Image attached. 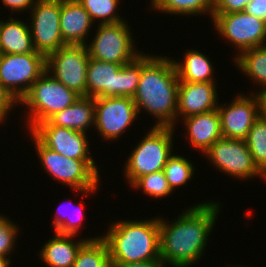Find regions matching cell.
I'll list each match as a JSON object with an SVG mask.
<instances>
[{"instance_id":"obj_21","label":"cell","mask_w":266,"mask_h":267,"mask_svg":"<svg viewBox=\"0 0 266 267\" xmlns=\"http://www.w3.org/2000/svg\"><path fill=\"white\" fill-rule=\"evenodd\" d=\"M51 239L43 245L40 259L49 267H72L78 250L87 240H96L99 237L72 240L75 235L60 234L55 232Z\"/></svg>"},{"instance_id":"obj_14","label":"cell","mask_w":266,"mask_h":267,"mask_svg":"<svg viewBox=\"0 0 266 267\" xmlns=\"http://www.w3.org/2000/svg\"><path fill=\"white\" fill-rule=\"evenodd\" d=\"M138 118L132 97L95 98V129L104 140H115Z\"/></svg>"},{"instance_id":"obj_24","label":"cell","mask_w":266,"mask_h":267,"mask_svg":"<svg viewBox=\"0 0 266 267\" xmlns=\"http://www.w3.org/2000/svg\"><path fill=\"white\" fill-rule=\"evenodd\" d=\"M236 55V67L248 75L253 83L259 85L261 90L258 94L266 93V45L246 49Z\"/></svg>"},{"instance_id":"obj_16","label":"cell","mask_w":266,"mask_h":267,"mask_svg":"<svg viewBox=\"0 0 266 267\" xmlns=\"http://www.w3.org/2000/svg\"><path fill=\"white\" fill-rule=\"evenodd\" d=\"M45 147L70 159H93L86 133L55 125H36L30 131Z\"/></svg>"},{"instance_id":"obj_28","label":"cell","mask_w":266,"mask_h":267,"mask_svg":"<svg viewBox=\"0 0 266 267\" xmlns=\"http://www.w3.org/2000/svg\"><path fill=\"white\" fill-rule=\"evenodd\" d=\"M195 167L188 158L172 154L164 166V175L172 192L175 187L185 185L194 175Z\"/></svg>"},{"instance_id":"obj_17","label":"cell","mask_w":266,"mask_h":267,"mask_svg":"<svg viewBox=\"0 0 266 267\" xmlns=\"http://www.w3.org/2000/svg\"><path fill=\"white\" fill-rule=\"evenodd\" d=\"M216 87L215 82L179 81L176 122L180 117L184 119L217 109L219 100Z\"/></svg>"},{"instance_id":"obj_30","label":"cell","mask_w":266,"mask_h":267,"mask_svg":"<svg viewBox=\"0 0 266 267\" xmlns=\"http://www.w3.org/2000/svg\"><path fill=\"white\" fill-rule=\"evenodd\" d=\"M132 188L142 189L146 195L154 198L166 197L173 193L165 178L163 170L153 172L139 177L132 185Z\"/></svg>"},{"instance_id":"obj_18","label":"cell","mask_w":266,"mask_h":267,"mask_svg":"<svg viewBox=\"0 0 266 267\" xmlns=\"http://www.w3.org/2000/svg\"><path fill=\"white\" fill-rule=\"evenodd\" d=\"M190 146L199 149L202 154L218 139L222 138L220 115L218 110L195 114L183 119Z\"/></svg>"},{"instance_id":"obj_36","label":"cell","mask_w":266,"mask_h":267,"mask_svg":"<svg viewBox=\"0 0 266 267\" xmlns=\"http://www.w3.org/2000/svg\"><path fill=\"white\" fill-rule=\"evenodd\" d=\"M37 0H2V3L6 8L8 7L9 10H11V13L14 11L20 13L28 8L31 11V9L34 7Z\"/></svg>"},{"instance_id":"obj_2","label":"cell","mask_w":266,"mask_h":267,"mask_svg":"<svg viewBox=\"0 0 266 267\" xmlns=\"http://www.w3.org/2000/svg\"><path fill=\"white\" fill-rule=\"evenodd\" d=\"M142 53V69L133 96L138 115L144 110L157 118L154 126L174 127L179 79L173 59ZM142 108V109H141Z\"/></svg>"},{"instance_id":"obj_29","label":"cell","mask_w":266,"mask_h":267,"mask_svg":"<svg viewBox=\"0 0 266 267\" xmlns=\"http://www.w3.org/2000/svg\"><path fill=\"white\" fill-rule=\"evenodd\" d=\"M89 14L92 21L100 19L98 24L117 23L125 21L116 14L119 0H76Z\"/></svg>"},{"instance_id":"obj_7","label":"cell","mask_w":266,"mask_h":267,"mask_svg":"<svg viewBox=\"0 0 266 267\" xmlns=\"http://www.w3.org/2000/svg\"><path fill=\"white\" fill-rule=\"evenodd\" d=\"M174 128L153 126L133 149L123 171L130 186L139 177L164 170L173 152Z\"/></svg>"},{"instance_id":"obj_5","label":"cell","mask_w":266,"mask_h":267,"mask_svg":"<svg viewBox=\"0 0 266 267\" xmlns=\"http://www.w3.org/2000/svg\"><path fill=\"white\" fill-rule=\"evenodd\" d=\"M36 152L45 172L63 185L84 193L98 190L99 171L93 159H70L45 147L32 133ZM97 189V190H96Z\"/></svg>"},{"instance_id":"obj_6","label":"cell","mask_w":266,"mask_h":267,"mask_svg":"<svg viewBox=\"0 0 266 267\" xmlns=\"http://www.w3.org/2000/svg\"><path fill=\"white\" fill-rule=\"evenodd\" d=\"M80 95L45 71L19 102L28 108L26 123L29 132L39 123L47 121L57 112L72 105ZM30 114V115H29Z\"/></svg>"},{"instance_id":"obj_23","label":"cell","mask_w":266,"mask_h":267,"mask_svg":"<svg viewBox=\"0 0 266 267\" xmlns=\"http://www.w3.org/2000/svg\"><path fill=\"white\" fill-rule=\"evenodd\" d=\"M183 62L173 59L179 81L215 82L214 69L207 55L197 50H186Z\"/></svg>"},{"instance_id":"obj_20","label":"cell","mask_w":266,"mask_h":267,"mask_svg":"<svg viewBox=\"0 0 266 267\" xmlns=\"http://www.w3.org/2000/svg\"><path fill=\"white\" fill-rule=\"evenodd\" d=\"M37 125H55L86 133L95 127V98L80 96L72 105Z\"/></svg>"},{"instance_id":"obj_38","label":"cell","mask_w":266,"mask_h":267,"mask_svg":"<svg viewBox=\"0 0 266 267\" xmlns=\"http://www.w3.org/2000/svg\"><path fill=\"white\" fill-rule=\"evenodd\" d=\"M260 116L266 121V93L260 94Z\"/></svg>"},{"instance_id":"obj_39","label":"cell","mask_w":266,"mask_h":267,"mask_svg":"<svg viewBox=\"0 0 266 267\" xmlns=\"http://www.w3.org/2000/svg\"><path fill=\"white\" fill-rule=\"evenodd\" d=\"M10 264V256L7 258L5 256L0 255V267H10Z\"/></svg>"},{"instance_id":"obj_25","label":"cell","mask_w":266,"mask_h":267,"mask_svg":"<svg viewBox=\"0 0 266 267\" xmlns=\"http://www.w3.org/2000/svg\"><path fill=\"white\" fill-rule=\"evenodd\" d=\"M150 7L167 14L200 15L209 14L212 19L214 0H151ZM208 12V13H207Z\"/></svg>"},{"instance_id":"obj_12","label":"cell","mask_w":266,"mask_h":267,"mask_svg":"<svg viewBox=\"0 0 266 267\" xmlns=\"http://www.w3.org/2000/svg\"><path fill=\"white\" fill-rule=\"evenodd\" d=\"M204 154L220 172L246 180L266 177L257 169L245 140L220 138Z\"/></svg>"},{"instance_id":"obj_4","label":"cell","mask_w":266,"mask_h":267,"mask_svg":"<svg viewBox=\"0 0 266 267\" xmlns=\"http://www.w3.org/2000/svg\"><path fill=\"white\" fill-rule=\"evenodd\" d=\"M142 53L131 62L121 65L89 58L87 67V96L132 97L141 75Z\"/></svg>"},{"instance_id":"obj_27","label":"cell","mask_w":266,"mask_h":267,"mask_svg":"<svg viewBox=\"0 0 266 267\" xmlns=\"http://www.w3.org/2000/svg\"><path fill=\"white\" fill-rule=\"evenodd\" d=\"M245 142L255 166L266 177V121L262 116L253 123Z\"/></svg>"},{"instance_id":"obj_10","label":"cell","mask_w":266,"mask_h":267,"mask_svg":"<svg viewBox=\"0 0 266 267\" xmlns=\"http://www.w3.org/2000/svg\"><path fill=\"white\" fill-rule=\"evenodd\" d=\"M89 58L86 45L67 44L46 57V71L68 89L87 96Z\"/></svg>"},{"instance_id":"obj_35","label":"cell","mask_w":266,"mask_h":267,"mask_svg":"<svg viewBox=\"0 0 266 267\" xmlns=\"http://www.w3.org/2000/svg\"><path fill=\"white\" fill-rule=\"evenodd\" d=\"M245 11L266 22V0H251Z\"/></svg>"},{"instance_id":"obj_15","label":"cell","mask_w":266,"mask_h":267,"mask_svg":"<svg viewBox=\"0 0 266 267\" xmlns=\"http://www.w3.org/2000/svg\"><path fill=\"white\" fill-rule=\"evenodd\" d=\"M236 95L232 103L218 105L221 133L224 138L245 140L255 120L260 116V94Z\"/></svg>"},{"instance_id":"obj_8","label":"cell","mask_w":266,"mask_h":267,"mask_svg":"<svg viewBox=\"0 0 266 267\" xmlns=\"http://www.w3.org/2000/svg\"><path fill=\"white\" fill-rule=\"evenodd\" d=\"M46 71V57L39 52L0 54V84L19 103Z\"/></svg>"},{"instance_id":"obj_37","label":"cell","mask_w":266,"mask_h":267,"mask_svg":"<svg viewBox=\"0 0 266 267\" xmlns=\"http://www.w3.org/2000/svg\"><path fill=\"white\" fill-rule=\"evenodd\" d=\"M116 267H167L166 264L160 260L142 261L135 263L120 264Z\"/></svg>"},{"instance_id":"obj_22","label":"cell","mask_w":266,"mask_h":267,"mask_svg":"<svg viewBox=\"0 0 266 267\" xmlns=\"http://www.w3.org/2000/svg\"><path fill=\"white\" fill-rule=\"evenodd\" d=\"M32 52L36 51L29 24L12 17L10 20L0 21V54H27Z\"/></svg>"},{"instance_id":"obj_33","label":"cell","mask_w":266,"mask_h":267,"mask_svg":"<svg viewBox=\"0 0 266 267\" xmlns=\"http://www.w3.org/2000/svg\"><path fill=\"white\" fill-rule=\"evenodd\" d=\"M251 0H214L212 14H227L245 11Z\"/></svg>"},{"instance_id":"obj_34","label":"cell","mask_w":266,"mask_h":267,"mask_svg":"<svg viewBox=\"0 0 266 267\" xmlns=\"http://www.w3.org/2000/svg\"><path fill=\"white\" fill-rule=\"evenodd\" d=\"M18 103L13 97L6 91V89L0 84V123L6 122L7 115L10 114L14 105Z\"/></svg>"},{"instance_id":"obj_11","label":"cell","mask_w":266,"mask_h":267,"mask_svg":"<svg viewBox=\"0 0 266 267\" xmlns=\"http://www.w3.org/2000/svg\"><path fill=\"white\" fill-rule=\"evenodd\" d=\"M218 34L240 52L266 45V22L246 11L212 14Z\"/></svg>"},{"instance_id":"obj_1","label":"cell","mask_w":266,"mask_h":267,"mask_svg":"<svg viewBox=\"0 0 266 267\" xmlns=\"http://www.w3.org/2000/svg\"><path fill=\"white\" fill-rule=\"evenodd\" d=\"M220 206L217 201L200 202L182 211L171 223L159 217L160 259L173 267L197 263L207 249Z\"/></svg>"},{"instance_id":"obj_32","label":"cell","mask_w":266,"mask_h":267,"mask_svg":"<svg viewBox=\"0 0 266 267\" xmlns=\"http://www.w3.org/2000/svg\"><path fill=\"white\" fill-rule=\"evenodd\" d=\"M19 231L14 222L0 214V255L7 257L14 251Z\"/></svg>"},{"instance_id":"obj_3","label":"cell","mask_w":266,"mask_h":267,"mask_svg":"<svg viewBox=\"0 0 266 267\" xmlns=\"http://www.w3.org/2000/svg\"><path fill=\"white\" fill-rule=\"evenodd\" d=\"M101 238L106 242L112 267L120 264L160 260L159 217L117 221Z\"/></svg>"},{"instance_id":"obj_13","label":"cell","mask_w":266,"mask_h":267,"mask_svg":"<svg viewBox=\"0 0 266 267\" xmlns=\"http://www.w3.org/2000/svg\"><path fill=\"white\" fill-rule=\"evenodd\" d=\"M60 13L61 0H37L30 11L34 49L45 57L67 45L60 29Z\"/></svg>"},{"instance_id":"obj_9","label":"cell","mask_w":266,"mask_h":267,"mask_svg":"<svg viewBox=\"0 0 266 267\" xmlns=\"http://www.w3.org/2000/svg\"><path fill=\"white\" fill-rule=\"evenodd\" d=\"M128 27L125 21L98 24L94 39L86 44L89 57L121 65L134 60L141 52L135 49L133 35Z\"/></svg>"},{"instance_id":"obj_26","label":"cell","mask_w":266,"mask_h":267,"mask_svg":"<svg viewBox=\"0 0 266 267\" xmlns=\"http://www.w3.org/2000/svg\"><path fill=\"white\" fill-rule=\"evenodd\" d=\"M72 267H112L106 242L102 238L87 240L78 250Z\"/></svg>"},{"instance_id":"obj_19","label":"cell","mask_w":266,"mask_h":267,"mask_svg":"<svg viewBox=\"0 0 266 267\" xmlns=\"http://www.w3.org/2000/svg\"><path fill=\"white\" fill-rule=\"evenodd\" d=\"M93 23L88 12L76 0H61L60 29L66 44L86 45Z\"/></svg>"},{"instance_id":"obj_31","label":"cell","mask_w":266,"mask_h":267,"mask_svg":"<svg viewBox=\"0 0 266 267\" xmlns=\"http://www.w3.org/2000/svg\"><path fill=\"white\" fill-rule=\"evenodd\" d=\"M80 205H78L80 208L79 207H77V209L74 208L76 212L72 208L73 211L72 210L71 211L75 212V213H72L70 211V213L69 214L66 213V215L59 210L61 207H63L60 205V208H58V210L56 211L55 217H53L54 218L53 219V226H54L53 228H54L55 232L60 233V234L77 236V233L80 232L79 229H81V226L83 224L82 220L84 219V213L82 211V209L84 208V206H83L84 204H82V201H81ZM67 212H68V210H67ZM67 214H68V216H67ZM70 214H72V215H70Z\"/></svg>"}]
</instances>
